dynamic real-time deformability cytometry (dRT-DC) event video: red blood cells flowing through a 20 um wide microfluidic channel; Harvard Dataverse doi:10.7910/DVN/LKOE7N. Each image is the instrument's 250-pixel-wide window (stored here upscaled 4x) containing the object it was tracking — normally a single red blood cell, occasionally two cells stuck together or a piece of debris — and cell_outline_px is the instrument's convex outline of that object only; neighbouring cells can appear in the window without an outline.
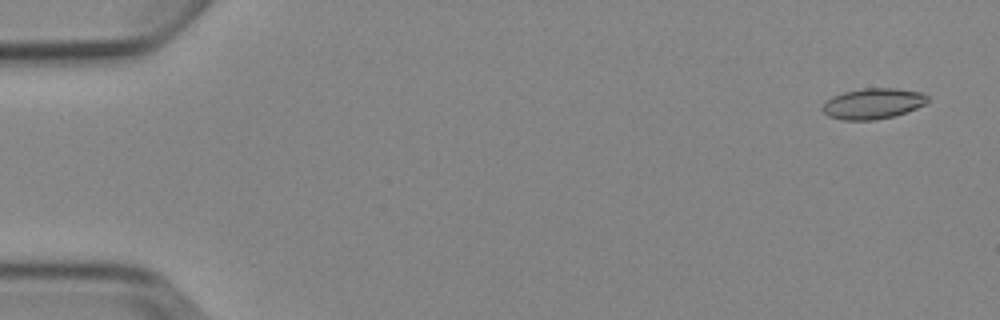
{"species": "Egyptian fruit bat (a non-hibernating species)", "species_latin": "Rousettus aegyptiacus", "temperature_condition": "cold", "stored_images_in_passage": 4, "camera_frame_rate_fps": 3000, "um_per_image_px": 0.085, "animal": {"sex": "female"}, "frame": {"image": 1, "passage_image": 1, "time_ms": 0.0, "image_size_px": [1000, 320], "cell_outline_px": [[928, 100], [924, 104], [916, 108], [896, 116], [876, 120], [844, 120], [828, 116], [820, 108], [832, 96], [844, 92], [864, 88], [896, 88], [924, 92], [928, 96]], "centroid_in_image_um": [74.22, 8.8], "position_along_channel_um": 10.8, "area_um2": 18.9}}
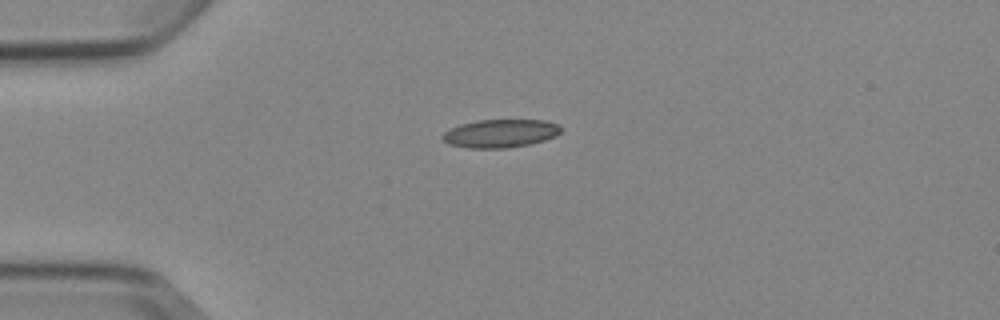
{"frame": {"image": 2, "passage_image": 4, "time_ms": 3.667, "image_size_px": [1000, 320], "cell_outline_px": [[560, 132], [556, 136], [544, 140], [528, 144], [508, 148], [468, 148], [448, 144], [440, 136], [444, 132], [460, 124], [476, 120], [544, 120], [560, 124]], "centroid_in_image_um": [42.52, 11.34], "position_along_channel_um": 42.5, "area_um2": 19.48}}